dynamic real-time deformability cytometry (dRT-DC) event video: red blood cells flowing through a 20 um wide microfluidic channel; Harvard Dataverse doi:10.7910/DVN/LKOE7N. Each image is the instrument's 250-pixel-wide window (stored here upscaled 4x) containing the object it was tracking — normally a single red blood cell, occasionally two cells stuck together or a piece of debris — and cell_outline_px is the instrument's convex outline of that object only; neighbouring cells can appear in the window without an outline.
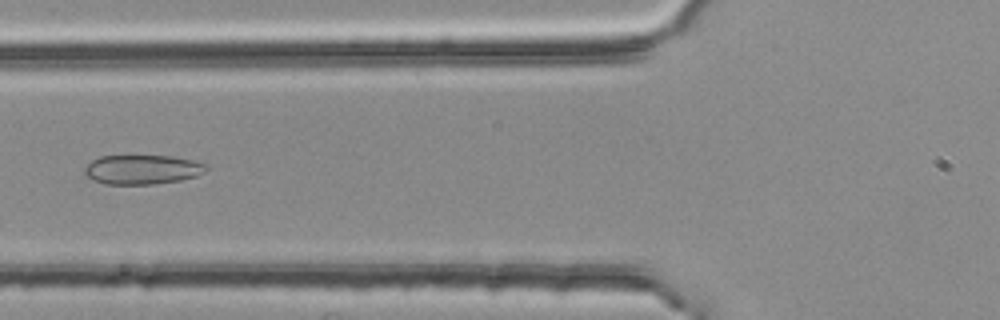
{"species": "common noctule bat (a hibernating species)", "species_latin": "Nyctalus noctula", "temperature_condition": "room temperature", "stored_images_in_passage": 4, "camera_frame_rate_fps": 3000, "um_per_image_px": 0.085, "animal": {"sex": "female", "body_mass_g": 25.1}, "frame": {"image": 1, "passage_image": 4, "time_ms": 1.0, "image_size_px": [1000, 320], "cell_outline_px": [[208, 168], [204, 172], [196, 176], [180, 180], [152, 184], [104, 184], [92, 180], [84, 172], [84, 168], [92, 160], [100, 156], [172, 156], [192, 160], [208, 164]], "centroid_in_image_um": [12.1, 14.41], "position_along_channel_um": 113.7, "area_um2": 20.81}}